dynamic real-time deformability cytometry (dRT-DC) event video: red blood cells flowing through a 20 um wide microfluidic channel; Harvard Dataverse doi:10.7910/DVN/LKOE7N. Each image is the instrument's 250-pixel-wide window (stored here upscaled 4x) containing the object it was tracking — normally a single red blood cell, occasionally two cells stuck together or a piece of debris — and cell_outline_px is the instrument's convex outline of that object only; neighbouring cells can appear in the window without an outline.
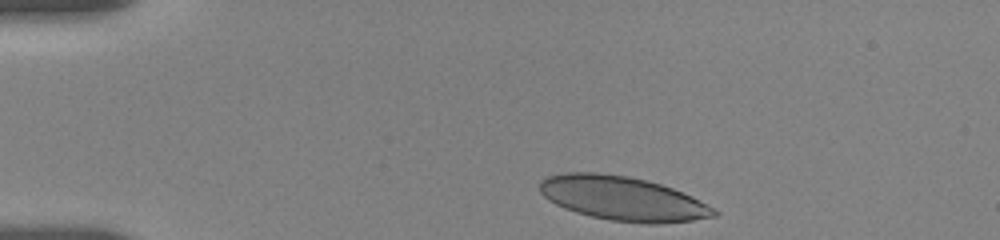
{"species": "human", "species_latin": "Homo sapiens", "temperature_condition": "room temperature", "stored_images_in_passage": 12, "camera_frame_rate_fps": 3000, "um_per_image_px": 0.085, "donor": {"sex": "female"}, "frame": {"image": 1, "passage_image": 1, "time_ms": 0.0, "image_size_px": [1000, 240], "cell_outline_px": [[720, 212], [716, 216], [692, 220], [656, 224], [648, 224], [608, 220], [576, 212], [564, 208], [548, 200], [540, 192], [540, 180], [544, 176], [564, 172], [596, 172], [628, 176], [648, 180], [672, 188], [692, 196]], "centroid_in_image_um": [52.9, 16.86], "position_along_channel_um": 32.1, "area_um2": 44.97}}
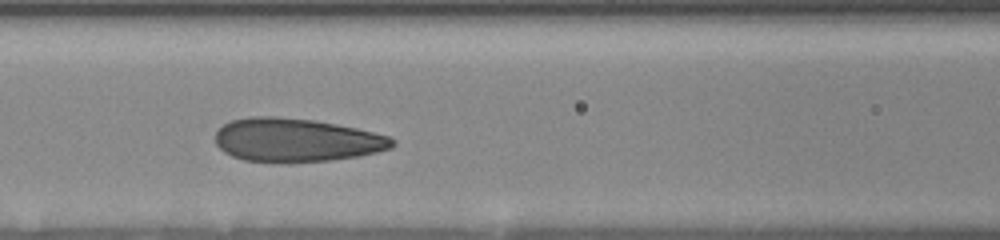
{"frame": {"image": 2, "passage_image": 9, "time_ms": 4.667, "image_size_px": [1000, 240], "cell_outline_px": [[396, 144], [392, 148], [360, 156], [332, 160], [244, 160], [232, 156], [224, 152], [216, 144], [216, 132], [224, 124], [232, 120], [252, 116], [276, 116], [316, 120], [356, 128], [388, 136], [396, 140]], "centroid_in_image_um": [25.21, 11.87], "position_along_channel_um": 141.4, "area_um2": 44.16}}
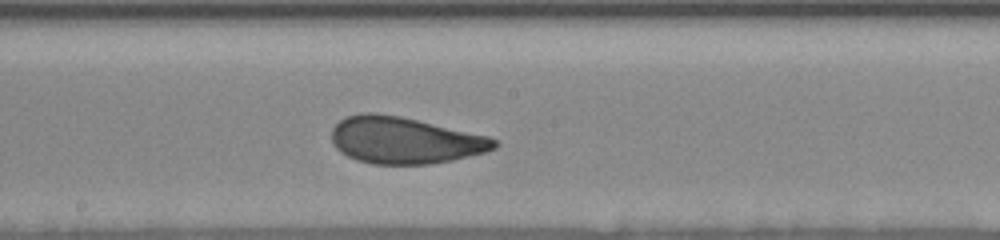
{"frame": {"image": 3, "passage_image": 12, "time_ms": 6.667, "image_size_px": [1000, 240], "cell_outline_px": [[500, 144], [496, 148], [484, 152], [452, 160], [428, 164], [372, 164], [356, 160], [340, 152], [332, 144], [332, 128], [340, 120], [348, 116], [364, 112], [372, 112], [400, 116], [488, 136], [496, 140]], "centroid_in_image_um": [34.37, 11.93], "position_along_channel_um": 213.8, "area_um2": 44.16}}